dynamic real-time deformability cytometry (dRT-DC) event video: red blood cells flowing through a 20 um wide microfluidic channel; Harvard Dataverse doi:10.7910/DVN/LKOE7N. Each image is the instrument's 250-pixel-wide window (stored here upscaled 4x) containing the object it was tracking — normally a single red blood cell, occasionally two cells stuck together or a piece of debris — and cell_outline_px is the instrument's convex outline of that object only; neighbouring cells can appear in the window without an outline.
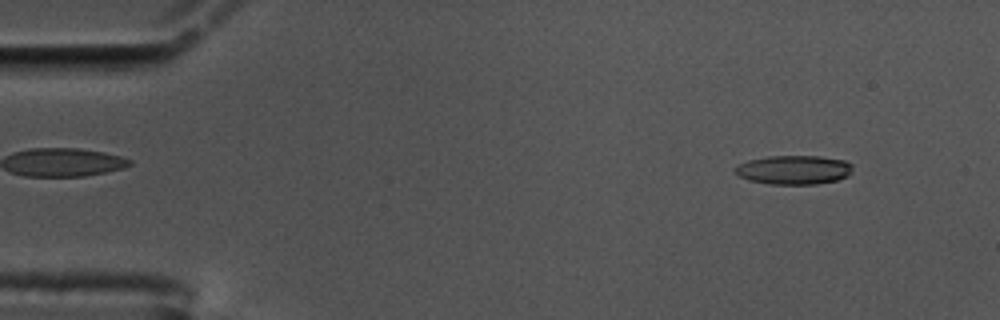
{"species": "common noctule bat (a hibernating species)", "species_latin": "Nyctalus noctula", "temperature_condition": "cold", "stored_images_in_passage": 57, "camera_frame_rate_fps": 3000, "um_per_image_px": 0.085, "animal": {"sex": "male", "body_mass_g": 17.5, "forearm_length_mm": 52.3}, "frame": {"image": 1, "passage_image": 5, "time_ms": 1.333, "image_size_px": [1000, 320], "cell_outline_px": [[852, 172], [848, 176], [836, 180], [816, 184], [772, 184], [748, 180], [740, 176], [736, 172], [736, 168], [740, 164], [748, 160], [768, 156], [820, 156], [844, 160], [852, 164]], "centroid_in_image_um": [67.52, 14.43], "position_along_channel_um": 17.5, "area_um2": 19.77}}
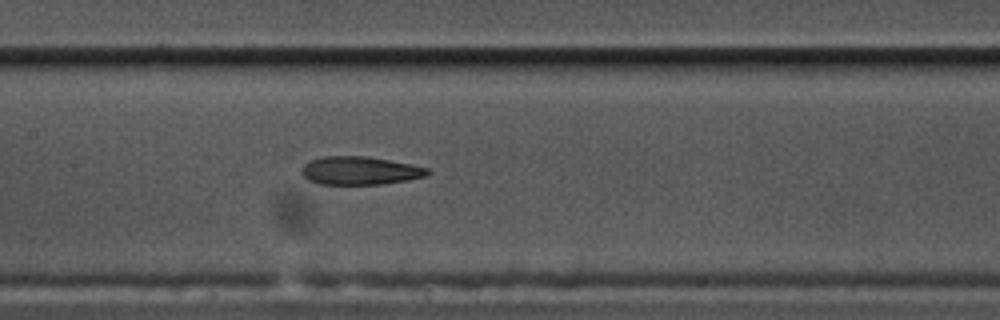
{"frame": {"image": 2, "passage_image": 27, "time_ms": 8.667, "image_size_px": [1000, 320], "cell_outline_px": [[432, 172], [428, 176], [408, 180], [384, 184], [320, 184], [308, 180], [300, 172], [300, 168], [304, 164], [312, 160], [324, 156], [368, 156], [412, 164], [428, 168]], "centroid_in_image_um": [30.63, 14.5], "position_along_channel_um": 176.8, "area_um2": 20.92}}
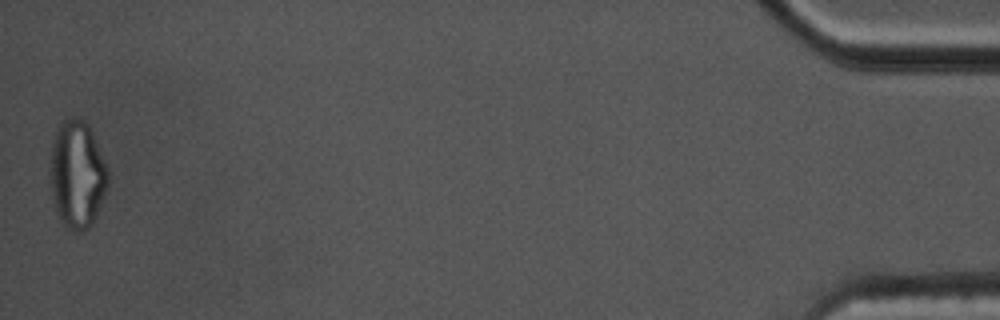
{"frame": {"image": 3, "passage_image": 57, "time_ms": 18.667, "image_size_px": [1000, 320], "cell_outline_px": [[108, 188], [96, 216], [92, 224], [84, 232], [72, 232], [64, 224], [56, 208], [52, 192], [52, 144], [56, 132], [60, 124], [64, 120], [84, 120], [88, 124], [92, 132], [108, 168]], "centroid_in_image_um": [6.61, 14.87], "position_along_channel_um": 428.6, "area_um2": 35.49}, "authors_computed_cell_mechanics": {"area_um2": 21.386, "velocity_mm_per_s": 3.4584, "shape_relaxation_time_tau1_ms": null, "shape_relaxation_time_tau2_ms": 3.5542, "deformation_change_tau1": null, "deformation_change_tau2": 0.128}}